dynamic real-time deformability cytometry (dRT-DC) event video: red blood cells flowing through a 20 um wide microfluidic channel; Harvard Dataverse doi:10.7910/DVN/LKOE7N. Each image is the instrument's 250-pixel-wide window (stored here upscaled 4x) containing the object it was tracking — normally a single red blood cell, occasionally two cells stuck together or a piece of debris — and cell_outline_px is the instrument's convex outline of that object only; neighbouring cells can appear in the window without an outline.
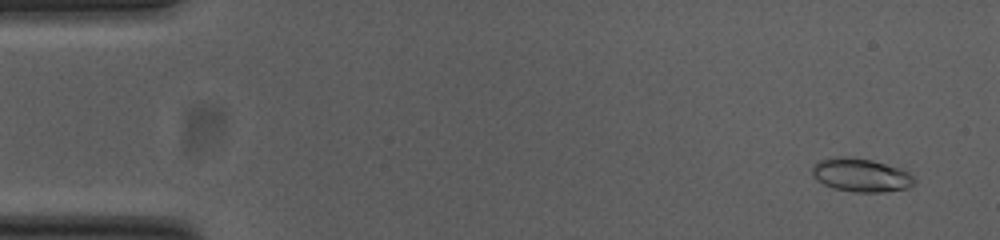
{"species": "common noctule bat (a hibernating species)", "species_latin": "Nyctalus noctula", "temperature_condition": "cold", "stored_images_in_passage": 54, "camera_frame_rate_fps": 3000, "um_per_image_px": 0.085, "animal": {"sex": "female", "body_mass_g": 23.0, "forearm_length_mm": 53.4}, "frame": {"image": 1, "passage_image": 3, "time_ms": 0.667, "image_size_px": [1000, 240], "cell_outline_px": [[916, 184], [908, 188], [880, 192], [856, 192], [832, 188], [816, 180], [812, 176], [812, 168], [820, 160], [840, 156], [848, 156], [872, 160], [900, 168], [908, 172], [916, 180]], "centroid_in_image_um": [73.19, 14.88], "position_along_channel_um": 11.8, "area_um2": 19.94}}
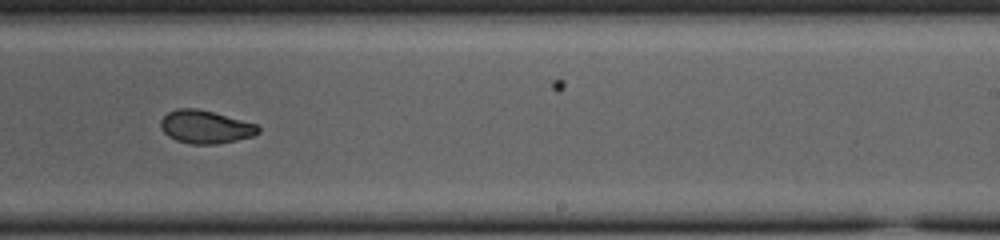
{"frame": {"image": 2, "passage_image": 33, "time_ms": 10.667, "image_size_px": [1000, 240], "cell_outline_px": [[260, 132], [252, 136], [236, 140], [216, 144], [192, 144], [176, 140], [168, 136], [160, 128], [160, 120], [168, 112], [176, 108], [196, 108], [212, 112], [256, 124], [260, 128]], "centroid_in_image_um": [17.43, 10.78], "position_along_channel_um": 271.6, "area_um2": 18.67}}
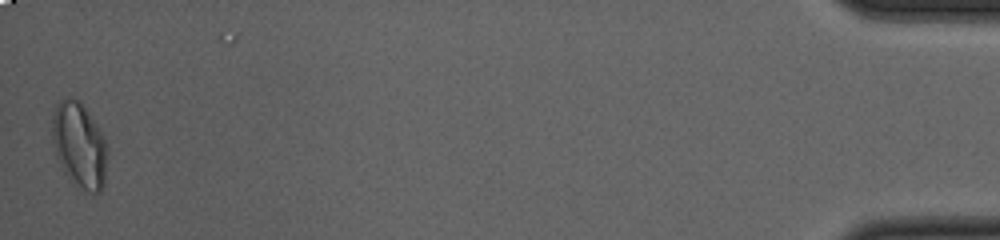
{"frame": {"image": 3, "passage_image": 53, "time_ms": 17.333, "image_size_px": [1000, 240], "cell_outline_px": [[108, 148], [104, 184], [100, 192], [88, 192], [72, 184], [68, 180], [56, 156], [52, 136], [52, 116], [56, 104], [64, 96], [68, 96], [80, 100], [96, 124]], "centroid_in_image_um": [6.72, 12.34], "position_along_channel_um": 428.5, "area_um2": 27.69}, "authors_computed_cell_mechanics": {"area_um2": 19.2474, "velocity_mm_per_s": 3.7979, "shape_relaxation_time_tau1_ms": null, "shape_relaxation_time_tau2_ms": 1.5814, "deformation_change_tau1": null, "deformation_change_tau2": 0.0557}}